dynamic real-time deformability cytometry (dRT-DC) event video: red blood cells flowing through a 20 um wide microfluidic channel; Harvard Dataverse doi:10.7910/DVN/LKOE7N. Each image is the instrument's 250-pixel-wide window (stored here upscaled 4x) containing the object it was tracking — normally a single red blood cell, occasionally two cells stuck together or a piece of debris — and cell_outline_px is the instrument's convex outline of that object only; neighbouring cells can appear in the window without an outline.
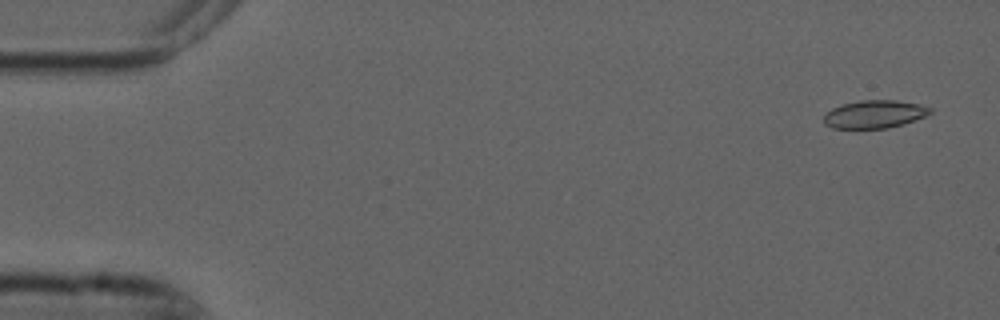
{"species": "common noctule bat (a hibernating species)", "species_latin": "Nyctalus noctula", "temperature_condition": "cold", "stored_images_in_passage": 5, "camera_frame_rate_fps": 3000, "um_per_image_px": 0.085, "animal": {"sex": "male", "forearm_length_mm": 52.5}, "frame": {"image": 1, "passage_image": 1, "time_ms": 0.0, "image_size_px": [1000, 320], "cell_outline_px": [[932, 112], [924, 116], [904, 124], [888, 128], [832, 128], [824, 124], [824, 116], [832, 108], [840, 104], [860, 100], [896, 100], [920, 104], [932, 108]], "centroid_in_image_um": [74.33, 9.7], "position_along_channel_um": 10.7, "area_um2": 17.34}}
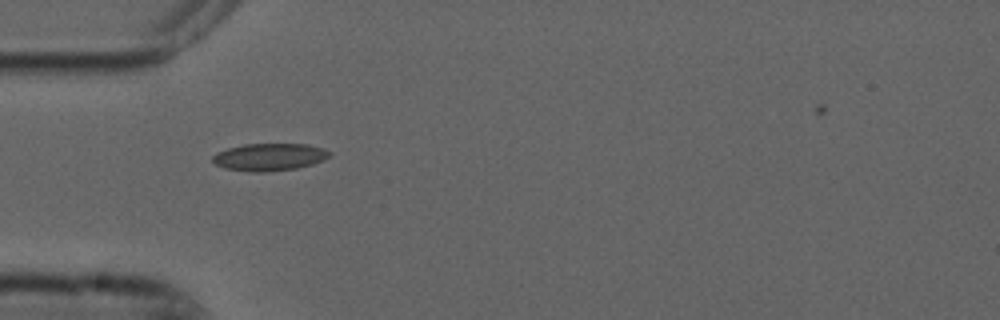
{"frame": {"image": 2, "passage_image": 5, "time_ms": 1.333, "image_size_px": [1000, 320], "cell_outline_px": [[332, 152], [324, 160], [312, 164], [296, 168], [264, 172], [252, 172], [224, 168], [216, 164], [212, 160], [212, 156], [216, 152], [228, 148], [244, 144], [308, 144], [324, 148]], "centroid_in_image_um": [22.9, 13.34], "position_along_channel_um": 62.1, "area_um2": 18.67}}